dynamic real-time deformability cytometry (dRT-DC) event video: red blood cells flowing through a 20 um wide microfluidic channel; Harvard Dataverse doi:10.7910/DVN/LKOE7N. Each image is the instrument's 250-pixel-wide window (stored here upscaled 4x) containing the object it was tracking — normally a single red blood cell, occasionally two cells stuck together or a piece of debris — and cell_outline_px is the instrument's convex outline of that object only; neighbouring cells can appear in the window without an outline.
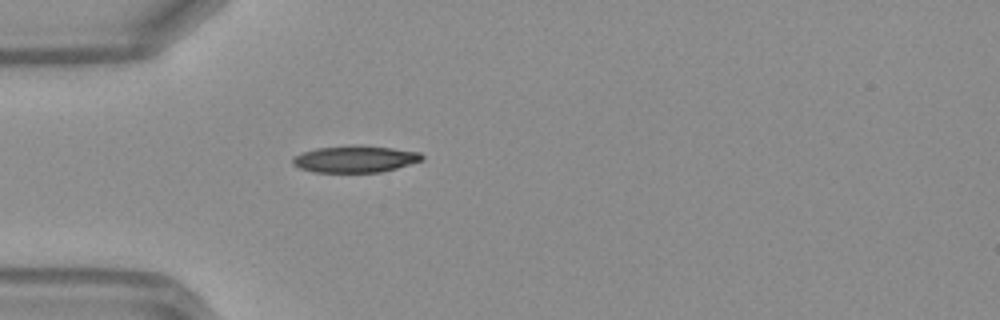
{"species": "Egyptian fruit bat (a non-hibernating species)", "species_latin": "Rousettus aegyptiacus", "temperature_condition": "warm", "stored_images_in_passage": 35, "camera_frame_rate_fps": 3000, "um_per_image_px": 0.085, "frame": {"image": 1, "passage_image": 1, "time_ms": 0.0, "image_size_px": [1000, 320], "cell_outline_px": [[424, 160], [396, 168], [380, 172], [312, 172], [300, 168], [292, 164], [292, 156], [316, 148], [360, 144], [392, 148], [420, 152], [424, 156]], "centroid_in_image_um": [30.18, 13.51], "position_along_channel_um": 54.8, "area_um2": 20.35}}
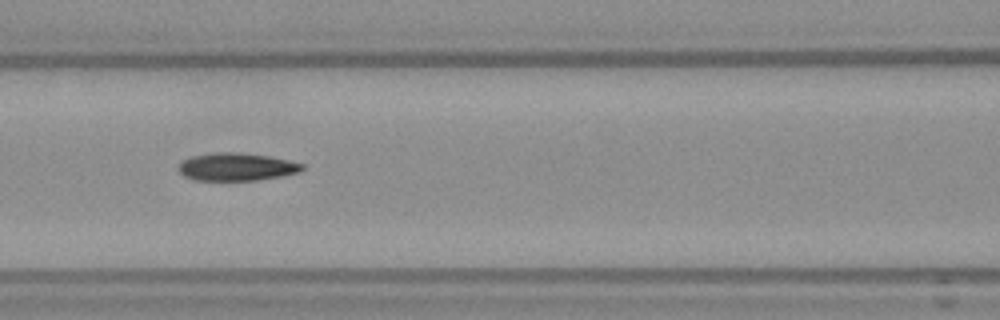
{"frame": {"image": 2, "passage_image": 8, "time_ms": 2.333, "image_size_px": [1000, 320], "cell_outline_px": [[304, 168], [300, 172], [280, 176], [256, 180], [192, 180], [184, 176], [180, 172], [180, 164], [184, 160], [192, 156], [216, 152], [232, 152], [268, 156], [288, 160], [304, 164]], "centroid_in_image_um": [20.12, 14.18], "position_along_channel_um": 146.5, "area_um2": 19.77}}
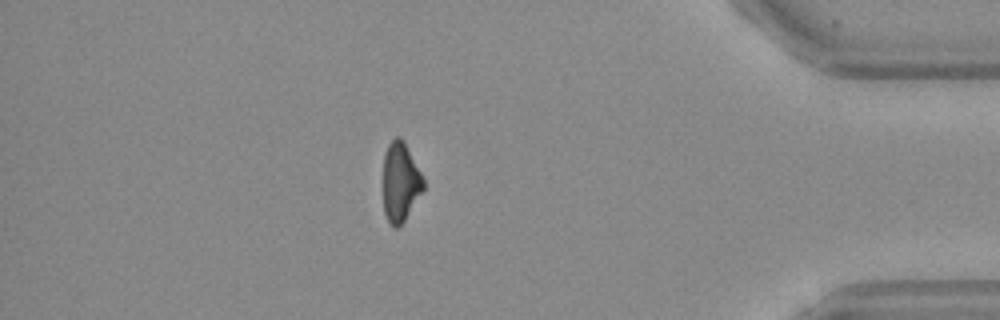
{"frame": {"image": 3, "passage_image": 29, "time_ms": 9.333, "image_size_px": [1000, 320], "cell_outline_px": [[424, 188], [404, 220], [396, 228], [392, 228], [384, 212], [384, 152], [388, 144], [396, 136], [400, 136], [404, 140], [424, 180]], "centroid_in_image_um": [34.02, 15.44], "position_along_channel_um": 401.2, "area_um2": 18.32}, "authors_computed_cell_mechanics": {"area_um2": 19.941, "velocity_mm_per_s": 4.1953, "shape_relaxation_time_tau1_ms": 7.948, "shape_relaxation_time_tau2_ms": 4.8871, "deformation_change_tau1": 0.2223, "deformation_change_tau2": 0.1513}}